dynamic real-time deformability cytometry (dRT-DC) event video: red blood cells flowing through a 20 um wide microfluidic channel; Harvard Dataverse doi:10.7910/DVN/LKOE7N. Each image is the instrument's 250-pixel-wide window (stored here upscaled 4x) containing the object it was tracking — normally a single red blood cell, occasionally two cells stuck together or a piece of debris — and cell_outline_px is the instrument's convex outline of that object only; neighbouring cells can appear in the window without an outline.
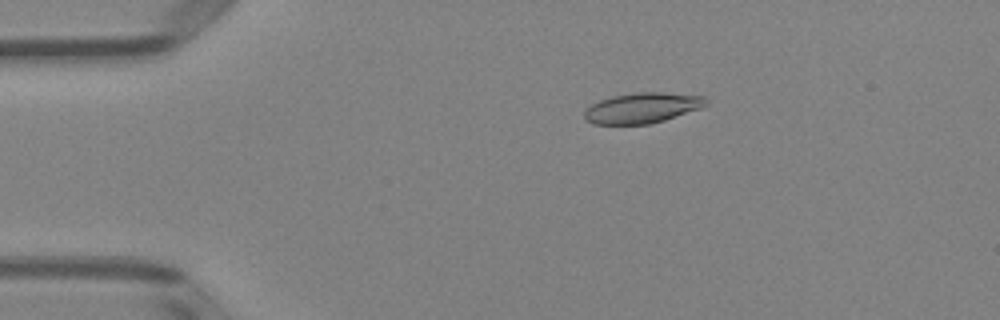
{"species": "Egyptian fruit bat (a non-hibernating species)", "species_latin": "Rousettus aegyptiacus", "temperature_condition": "room temperature", "stored_images_in_passage": 51, "camera_frame_rate_fps": 3000, "um_per_image_px": 0.085, "animal": {"sex": "female"}, "frame": {"image": 1, "passage_image": 10, "time_ms": 3.0, "image_size_px": [1000, 320], "cell_outline_px": [[708, 104], [700, 108], [664, 120], [648, 124], [592, 124], [584, 116], [584, 112], [592, 104], [600, 100], [612, 96], [636, 92], [664, 92], [704, 96], [708, 100]], "centroid_in_image_um": [54.61, 9.16], "position_along_channel_um": 30.4, "area_um2": 21.44}}
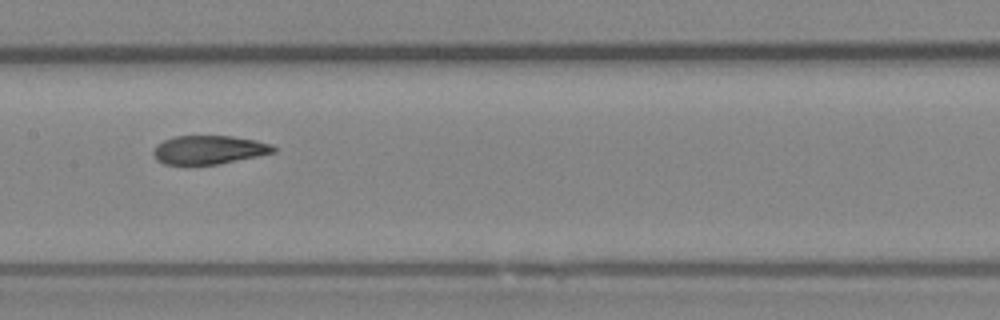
{"frame": {"image": 2, "passage_image": 26, "time_ms": 8.333, "image_size_px": [1000, 320], "cell_outline_px": [[276, 152], [220, 164], [164, 164], [156, 160], [152, 152], [156, 144], [164, 140], [176, 136], [232, 136], [256, 140], [272, 144], [276, 148]], "centroid_in_image_um": [17.76, 12.73], "position_along_channel_um": 189.6, "area_um2": 20.11}}
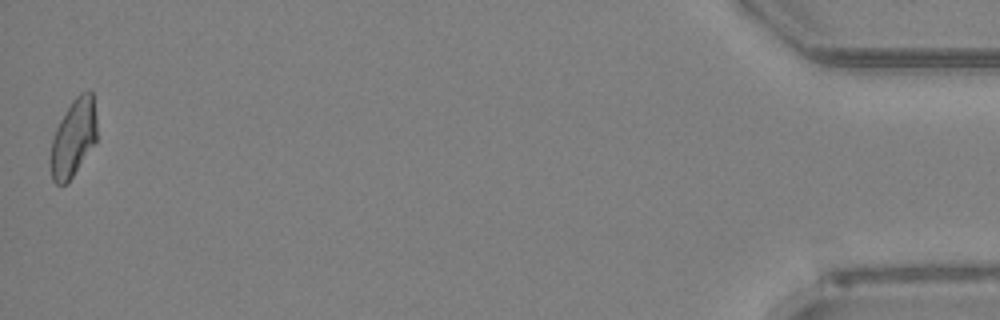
{"frame": {"image": 3, "passage_image": 51, "time_ms": 16.667, "image_size_px": [1000, 320], "cell_outline_px": [[96, 140], [68, 184], [56, 184], [52, 180], [48, 160], [52, 140], [56, 128], [60, 120], [72, 100], [80, 92], [92, 92], [96, 116]], "centroid_in_image_um": [6.2, 11.76], "position_along_channel_um": 429.0, "area_um2": 21.04}, "authors_computed_cell_mechanics": {"area_um2": 21.2704, "velocity_mm_per_s": 3.9887, "shape_relaxation_time_tau1_ms": null, "shape_relaxation_time_tau2_ms": 2.5205, "deformation_change_tau1": null, "deformation_change_tau2": 0.0783}}